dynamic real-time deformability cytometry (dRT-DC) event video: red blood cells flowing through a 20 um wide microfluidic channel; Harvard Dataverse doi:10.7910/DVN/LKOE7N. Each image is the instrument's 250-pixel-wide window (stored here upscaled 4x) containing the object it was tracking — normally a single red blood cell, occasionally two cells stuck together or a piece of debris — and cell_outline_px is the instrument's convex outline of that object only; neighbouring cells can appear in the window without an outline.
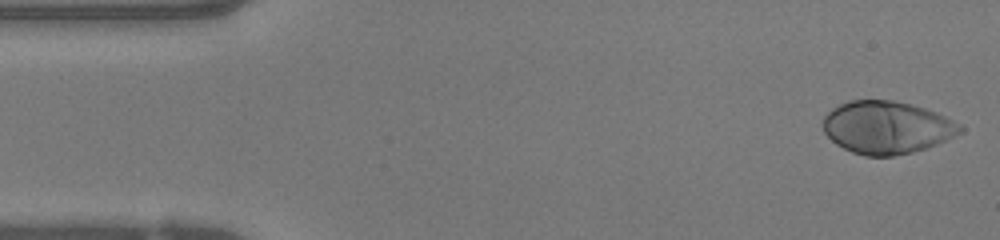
{"species": "human", "species_latin": "Homo sapiens", "temperature_condition": "warm", "stored_images_in_passage": 47, "camera_frame_rate_fps": 3000, "um_per_image_px": 0.085, "donor": {"sex": "female"}, "frame": {"image": 1, "passage_image": 1, "time_ms": 0.0, "image_size_px": [1000, 240], "cell_outline_px": [[964, 128], [960, 132], [936, 144], [912, 152], [892, 156], [864, 156], [852, 152], [836, 144], [824, 132], [820, 124], [824, 116], [832, 108], [848, 100], [892, 100], [912, 104], [936, 112], [960, 124]], "centroid_in_image_um": [75.32, 10.82], "position_along_channel_um": 9.7, "area_um2": 41.96}}
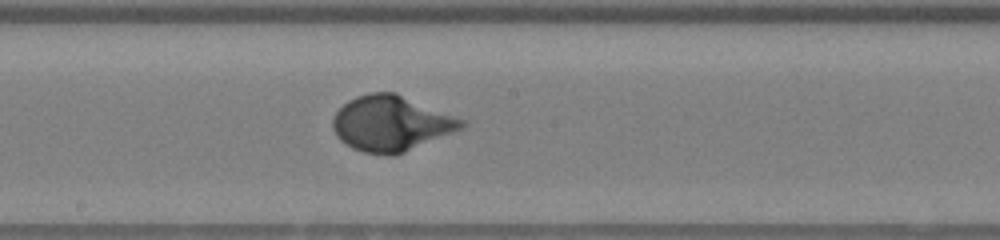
{"frame": {"image": 2, "passage_image": 24, "time_ms": 7.667, "image_size_px": [1000, 240], "cell_outline_px": [[468, 124], [464, 128], [396, 156], [388, 156], [364, 152], [352, 148], [340, 140], [336, 136], [332, 128], [332, 120], [336, 112], [348, 100], [356, 96], [368, 92], [396, 92], [468, 120]], "centroid_in_image_um": [33.29, 10.49], "position_along_channel_um": 214.9, "area_um2": 42.31}}
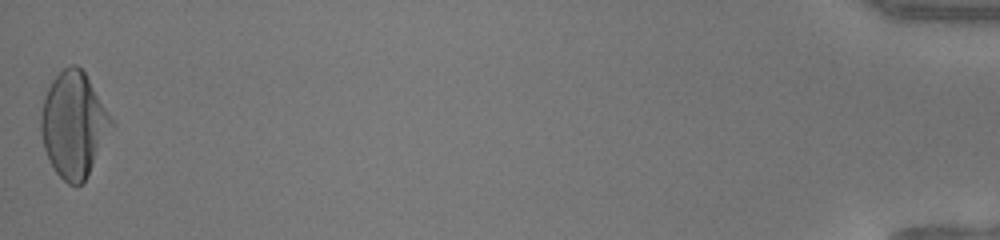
{"frame": {"image": 3, "passage_image": 47, "time_ms": 15.333, "image_size_px": [1000, 240], "cell_outline_px": [[116, 124], [84, 180], [80, 184], [68, 184], [56, 172], [44, 148], [40, 132], [40, 116], [44, 96], [52, 80], [68, 64], [76, 64], [84, 72], [116, 120]], "centroid_in_image_um": [6.3, 10.55], "position_along_channel_um": 428.9, "area_um2": 43.41}, "authors_computed_cell_mechanics": {"area_um2": 40.3444, "velocity_mm_per_s": 4.1702, "shape_relaxation_time_tau1_ms": 2.8309, "shape_relaxation_time_tau2_ms": null, "deformation_change_tau1": 0.2279, "deformation_change_tau2": null}}